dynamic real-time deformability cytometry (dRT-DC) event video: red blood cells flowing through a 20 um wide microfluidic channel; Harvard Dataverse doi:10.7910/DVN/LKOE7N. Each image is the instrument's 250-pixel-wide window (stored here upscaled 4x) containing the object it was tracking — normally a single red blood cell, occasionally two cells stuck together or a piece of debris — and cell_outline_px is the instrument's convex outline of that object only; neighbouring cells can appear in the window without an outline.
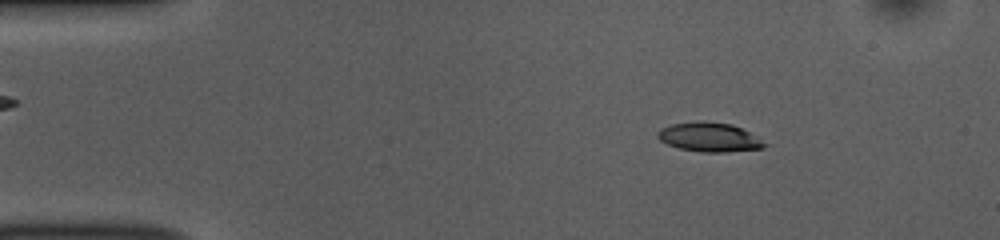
{"species": "common noctule bat (a hibernating species)", "species_latin": "Nyctalus noctula", "temperature_condition": "room temperature", "stored_images_in_passage": 51, "camera_frame_rate_fps": 3000, "um_per_image_px": 0.085, "animal": {"sex": "female", "body_mass_g": 10.0, "forearm_length_mm": 53.1}, "frame": {"image": 1, "passage_image": 7, "time_ms": 2.0, "image_size_px": [1000, 240], "cell_outline_px": [[768, 144], [764, 148], [728, 152], [704, 152], [680, 148], [668, 144], [660, 140], [656, 136], [656, 132], [660, 128], [672, 124], [700, 120], [704, 120], [732, 124], [748, 132]], "centroid_in_image_um": [60.27, 11.65], "position_along_channel_um": 24.7, "area_um2": 18.21}}
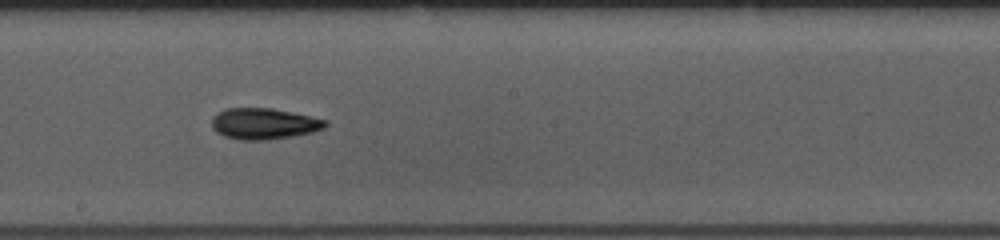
{"frame": {"image": 2, "passage_image": 28, "time_ms": 9.0, "image_size_px": [1000, 240], "cell_outline_px": [[328, 124], [324, 128], [312, 132], [292, 136], [264, 140], [240, 140], [224, 136], [216, 132], [212, 128], [212, 116], [216, 112], [224, 108], [272, 108], [312, 116], [328, 120]], "centroid_in_image_um": [22.41, 10.5], "position_along_channel_um": 225.8, "area_um2": 20.81}}
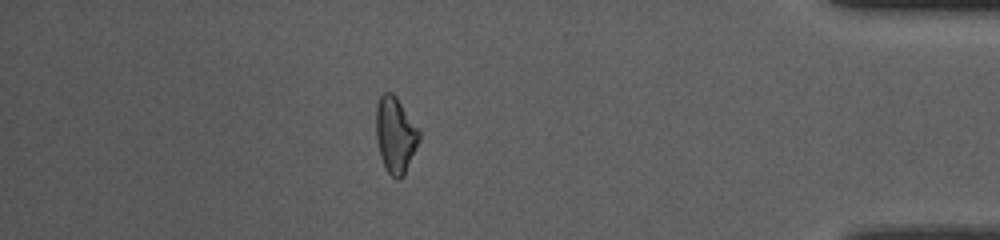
{"frame": {"image": 3, "passage_image": 45, "time_ms": 14.667, "image_size_px": [1000, 240], "cell_outline_px": [[420, 140], [404, 176], [396, 180], [384, 168], [380, 156], [376, 140], [376, 108], [380, 96], [384, 92], [392, 92], [396, 96], [420, 128]], "centroid_in_image_um": [33.62, 11.47], "position_along_channel_um": 401.6, "area_um2": 19.48}, "authors_computed_cell_mechanics": {"area_um2": 19.0162, "velocity_mm_per_s": 3.8188, "shape_relaxation_time_tau1_ms": 3.5301, "shape_relaxation_time_tau2_ms": 5.1838, "deformation_change_tau1": 0.1413, "deformation_change_tau2": 0.1431}}